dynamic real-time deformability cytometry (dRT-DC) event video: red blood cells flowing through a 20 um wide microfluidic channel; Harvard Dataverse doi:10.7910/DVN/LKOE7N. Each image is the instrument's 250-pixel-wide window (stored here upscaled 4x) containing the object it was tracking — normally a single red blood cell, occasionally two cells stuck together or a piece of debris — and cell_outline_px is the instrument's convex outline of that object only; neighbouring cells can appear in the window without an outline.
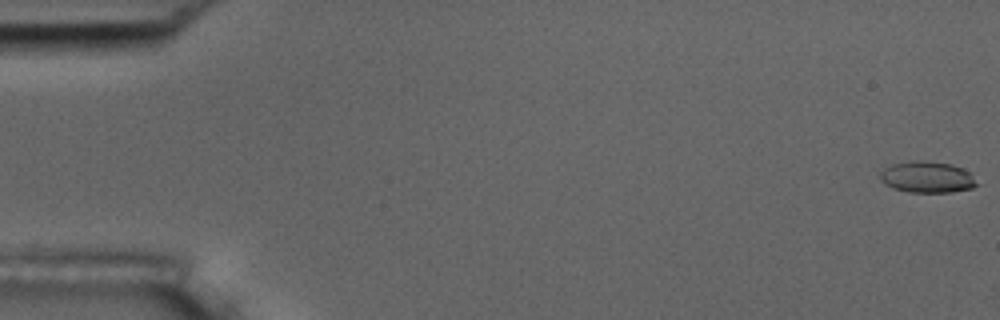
{"species": "common noctule bat (a hibernating species)", "species_latin": "Nyctalus noctula", "temperature_condition": "room temperature", "stored_images_in_passage": 56, "camera_frame_rate_fps": 3000, "um_per_image_px": 0.085, "animal": {"sex": "male", "body_mass_g": 17.5, "forearm_length_mm": 52.3}, "frame": {"image": 1, "passage_image": 1, "time_ms": 0.0, "image_size_px": [1000, 320], "cell_outline_px": [[980, 184], [972, 188], [952, 192], [908, 192], [892, 188], [884, 184], [880, 180], [880, 172], [884, 168], [892, 164], [912, 160], [920, 160], [952, 164], [964, 168]], "centroid_in_image_um": [78.8, 15.05], "position_along_channel_um": 6.2, "area_um2": 17.86}}
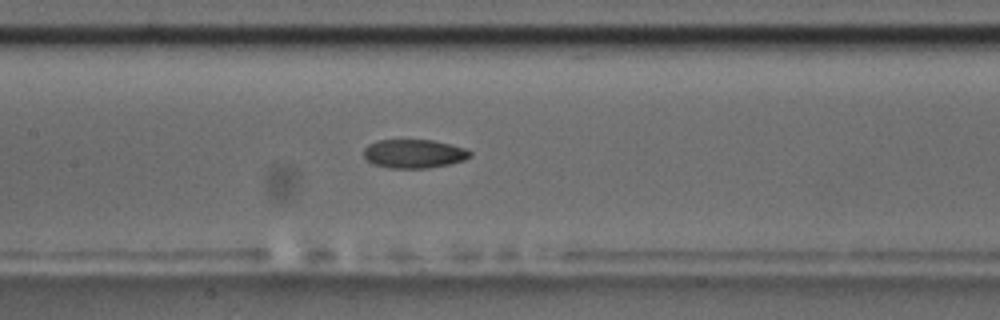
{"frame": {"image": 2, "passage_image": 27, "time_ms": 8.667, "image_size_px": [1000, 320], "cell_outline_px": [[472, 156], [464, 160], [448, 164], [428, 168], [392, 168], [372, 164], [364, 156], [364, 148], [368, 144], [380, 140], [432, 140], [464, 148], [472, 152]], "centroid_in_image_um": [35.18, 13.07], "position_along_channel_um": 172.2, "area_um2": 17.69}}
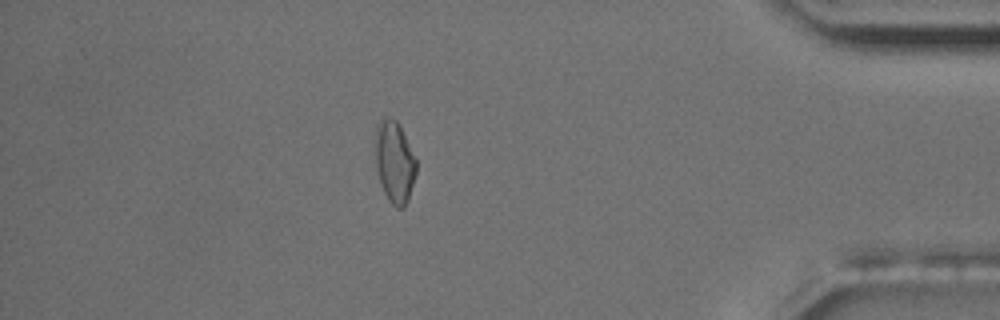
{"frame": {"image": 3, "passage_image": 49, "time_ms": 16.0, "image_size_px": [1000, 320], "cell_outline_px": [[416, 172], [408, 200], [404, 208], [396, 208], [388, 200], [380, 184], [376, 168], [372, 140], [376, 124], [384, 116], [388, 116], [396, 120], [416, 160]], "centroid_in_image_um": [33.46, 13.74], "position_along_channel_um": 401.7, "area_um2": 19.94}, "authors_computed_cell_mechanics": {"area_um2": 18.3804, "velocity_mm_per_s": 3.6754, "shape_relaxation_time_tau1_ms": 8.4862, "shape_relaxation_time_tau2_ms": 2.5765, "deformation_change_tau1": 0.1802, "deformation_change_tau2": 0.0708}}